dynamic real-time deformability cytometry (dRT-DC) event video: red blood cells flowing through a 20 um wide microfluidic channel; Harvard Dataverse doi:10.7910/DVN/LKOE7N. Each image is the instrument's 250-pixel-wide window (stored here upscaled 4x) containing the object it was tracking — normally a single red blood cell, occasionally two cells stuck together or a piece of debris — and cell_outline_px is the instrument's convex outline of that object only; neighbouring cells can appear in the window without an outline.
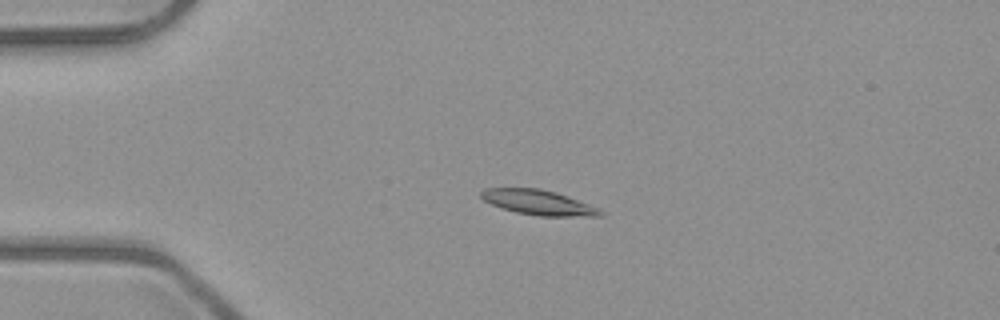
{"species": "common noctule bat (a hibernating species)", "species_latin": "Nyctalus noctula", "temperature_condition": "room temperature", "stored_images_in_passage": 5, "camera_frame_rate_fps": 3000, "um_per_image_px": 0.085, "animal": {"sex": "male", "body_mass_g": 23.1, "forearm_length_mm": 52.7}, "frame": {"image": 1, "passage_image": 4, "time_ms": 3.667, "image_size_px": [1000, 320], "cell_outline_px": [[604, 216], [540, 216], [516, 212], [500, 208], [484, 200], [480, 196], [480, 192], [484, 188], [540, 188], [556, 192], [588, 204], [604, 212]], "centroid_in_image_um": [45.73, 17.2], "position_along_channel_um": 39.3, "area_um2": 17.22}}